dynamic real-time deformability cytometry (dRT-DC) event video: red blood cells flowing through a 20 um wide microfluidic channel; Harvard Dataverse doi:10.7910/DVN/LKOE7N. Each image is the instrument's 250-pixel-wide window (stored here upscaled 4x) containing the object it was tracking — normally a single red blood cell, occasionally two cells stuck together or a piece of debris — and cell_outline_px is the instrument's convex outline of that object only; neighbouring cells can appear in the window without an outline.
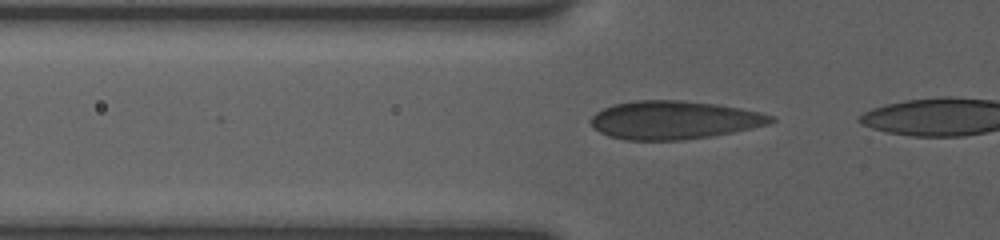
{"species": "human", "species_latin": "Homo sapiens", "temperature_condition": "room temperature", "stored_images_in_passage": 7, "camera_frame_rate_fps": 3000, "um_per_image_px": 0.085, "donor": {"sex": "female"}, "frame": {"image": 1, "passage_image": 6, "time_ms": 2.0, "image_size_px": [1000, 240], "cell_outline_px": [[776, 120], [768, 124], [732, 132], [684, 140], [624, 140], [608, 136], [592, 128], [588, 120], [596, 112], [612, 104], [636, 100], [680, 100], [716, 104], [740, 108], [760, 112], [776, 116]], "centroid_in_image_um": [57.24, 10.2], "position_along_channel_um": 68.6, "area_um2": 40.34}}